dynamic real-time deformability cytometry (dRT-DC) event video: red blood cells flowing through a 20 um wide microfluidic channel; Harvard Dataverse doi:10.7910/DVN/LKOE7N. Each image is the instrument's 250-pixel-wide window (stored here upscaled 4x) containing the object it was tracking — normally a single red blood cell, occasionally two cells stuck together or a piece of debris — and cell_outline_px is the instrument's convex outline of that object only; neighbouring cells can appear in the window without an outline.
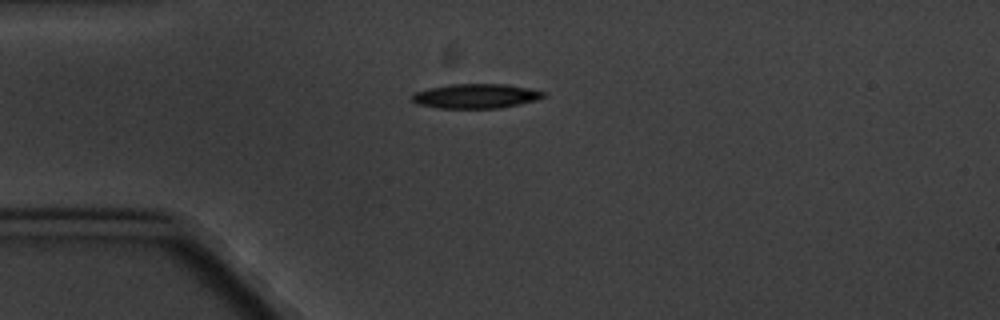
{"species": "common noctule bat (a hibernating species)", "species_latin": "Nyctalus noctula", "temperature_condition": "cold", "stored_images_in_passage": 3, "camera_frame_rate_fps": 3000, "um_per_image_px": 0.085, "animal": {"sex": "male", "body_mass_g": 20.1, "forearm_length_mm": 53.5}, "frame": {"image": 1, "passage_image": 1, "time_ms": 0.0, "image_size_px": [1000, 320], "cell_outline_px": [[544, 96], [536, 100], [500, 108], [440, 108], [420, 104], [412, 100], [412, 96], [416, 92], [428, 88], [448, 84], [508, 84], [528, 88], [544, 92]], "centroid_in_image_um": [40.45, 8.16], "position_along_channel_um": 44.6, "area_um2": 18.55}}